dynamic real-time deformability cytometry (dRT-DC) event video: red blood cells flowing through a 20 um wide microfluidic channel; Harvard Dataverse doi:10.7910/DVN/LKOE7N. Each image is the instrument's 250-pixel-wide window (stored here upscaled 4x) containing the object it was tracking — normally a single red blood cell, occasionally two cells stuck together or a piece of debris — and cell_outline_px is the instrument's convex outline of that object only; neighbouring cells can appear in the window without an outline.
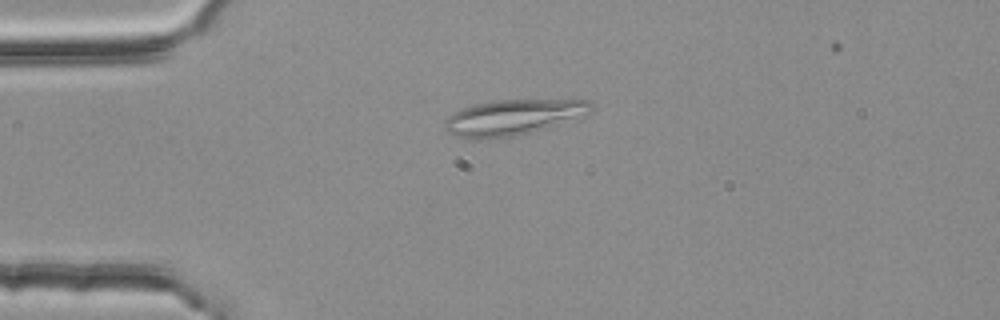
{"species": "common noctule bat (a hibernating species)", "species_latin": "Nyctalus noctula", "temperature_condition": "room temperature", "stored_images_in_passage": 55, "segment_of_instrument_passage": [1, 2], "camera_frame_rate_fps": 3000, "um_per_image_px": 0.085, "animal": {"sex": "female", "body_mass_g": 25.1}, "frame": {"image": 1, "passage_image": 13, "time_ms": 4.0, "image_size_px": [1000, 320], "cell_outline_px": [[592, 112], [544, 128], [516, 136], [480, 140], [472, 140], [456, 136], [448, 132], [444, 128], [444, 120], [448, 116], [464, 108], [476, 104], [500, 100], [588, 100], [592, 104]], "centroid_in_image_um": [43.55, 9.99], "position_along_channel_um": 41.5, "area_um2": 30.0}}